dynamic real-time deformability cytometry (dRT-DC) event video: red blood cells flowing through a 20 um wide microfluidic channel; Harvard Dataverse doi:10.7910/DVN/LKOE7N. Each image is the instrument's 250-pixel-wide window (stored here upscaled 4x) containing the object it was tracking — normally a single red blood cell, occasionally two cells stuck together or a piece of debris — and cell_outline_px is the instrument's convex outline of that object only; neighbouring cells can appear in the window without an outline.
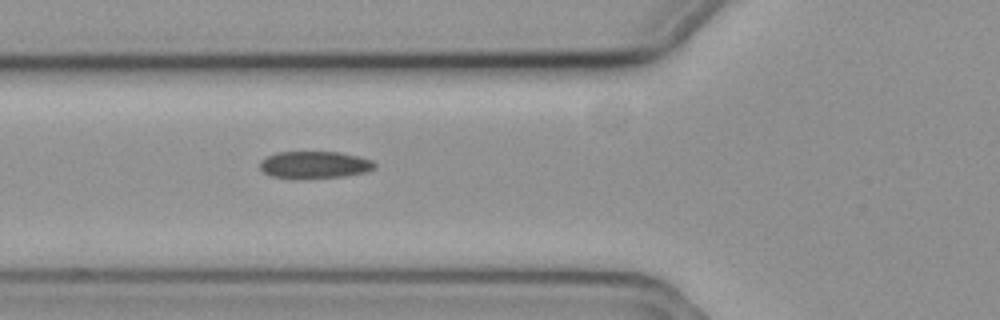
{"species": "common noctule bat (a hibernating species)", "species_latin": "Nyctalus noctula", "temperature_condition": "cold", "stored_images_in_passage": 6, "camera_frame_rate_fps": 3000, "um_per_image_px": 0.085, "animal": {"sex": "female", "body_mass_g": 19.3, "forearm_length_mm": 54.1}, "frame": {"image": 1, "passage_image": 6, "time_ms": 1.667, "image_size_px": [1000, 320], "cell_outline_px": [[376, 168], [368, 172], [344, 176], [296, 180], [292, 180], [272, 176], [264, 172], [260, 168], [260, 160], [276, 152], [340, 152], [360, 156], [372, 160], [376, 164]], "centroid_in_image_um": [26.75, 14.03], "position_along_channel_um": 99.1, "area_um2": 18.67}}